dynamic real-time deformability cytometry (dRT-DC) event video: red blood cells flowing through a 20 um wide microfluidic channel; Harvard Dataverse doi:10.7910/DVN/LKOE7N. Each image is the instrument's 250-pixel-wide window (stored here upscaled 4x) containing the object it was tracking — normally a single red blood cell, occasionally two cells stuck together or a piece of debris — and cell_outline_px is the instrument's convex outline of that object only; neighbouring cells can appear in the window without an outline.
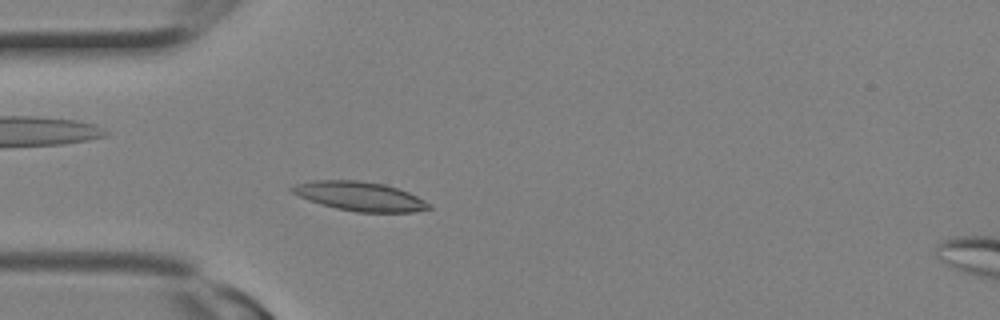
{"species": "Egyptian fruit bat (a non-hibernating species)", "species_latin": "Rousettus aegyptiacus", "temperature_condition": "room temperature", "stored_images_in_passage": 3, "camera_frame_rate_fps": 3000, "um_per_image_px": 0.085, "animal": {"sex": "female"}, "frame": {"image": 1, "passage_image": 2, "time_ms": 0.333, "image_size_px": [1000, 320], "cell_outline_px": [[432, 208], [412, 212], [356, 212], [336, 208], [308, 200], [292, 192], [288, 188], [292, 184], [312, 180], [360, 180], [384, 184], [408, 192], [424, 200]], "centroid_in_image_um": [30.53, 16.67], "position_along_channel_um": 54.5, "area_um2": 23.18}}